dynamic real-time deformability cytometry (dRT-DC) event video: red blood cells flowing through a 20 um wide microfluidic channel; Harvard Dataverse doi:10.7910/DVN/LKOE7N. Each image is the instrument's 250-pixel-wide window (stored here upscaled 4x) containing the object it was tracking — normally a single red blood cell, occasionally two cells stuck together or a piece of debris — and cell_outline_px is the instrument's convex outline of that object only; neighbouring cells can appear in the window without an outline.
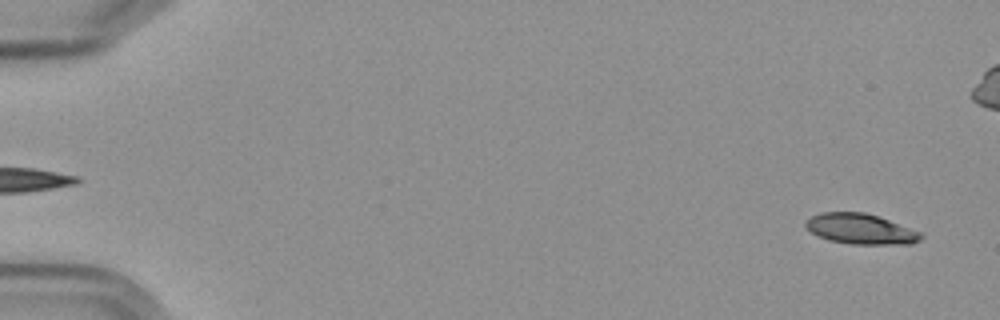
{"species": "Egyptian fruit bat (a non-hibernating species)", "species_latin": "Rousettus aegyptiacus", "temperature_condition": "cold", "stored_images_in_passage": 57, "camera_frame_rate_fps": 3000, "um_per_image_px": 0.085, "frame": {"image": 1, "passage_image": 2, "time_ms": 0.333, "image_size_px": [1000, 320], "cell_outline_px": [[924, 236], [920, 240], [912, 244], [852, 244], [828, 240], [812, 232], [804, 224], [812, 216], [820, 212], [864, 212], [924, 232]], "centroid_in_image_um": [73.21, 19.47], "position_along_channel_um": 11.8, "area_um2": 20.35}}
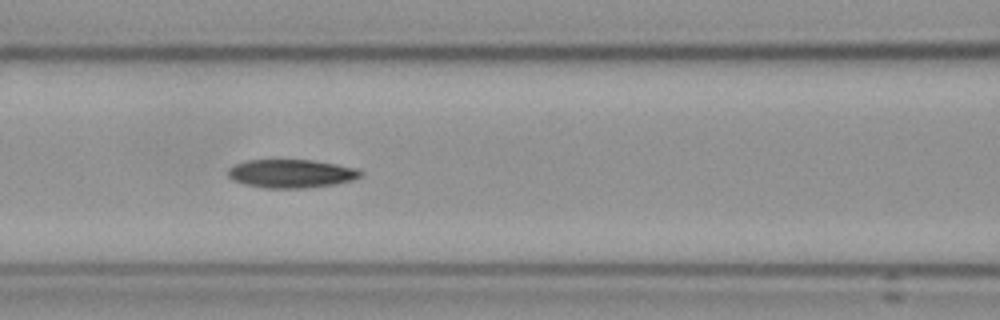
{"frame": {"image": 2, "passage_image": 25, "time_ms": 8.0, "image_size_px": [1000, 320], "cell_outline_px": [[364, 172], [360, 176], [352, 180], [336, 184], [308, 188], [264, 188], [244, 184], [232, 180], [228, 176], [228, 168], [232, 164], [244, 160], [312, 160], [336, 164], [356, 168]], "centroid_in_image_um": [24.72, 14.75], "position_along_channel_um": 141.9, "area_um2": 22.2}}
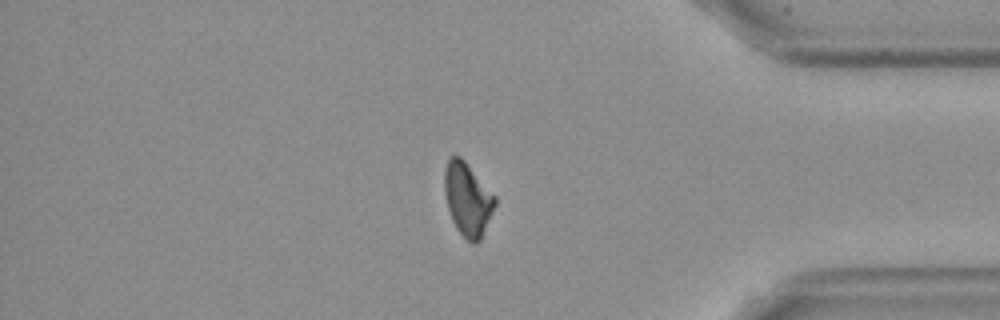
{"frame": {"image": 3, "passage_image": 48, "time_ms": 15.667, "image_size_px": [1000, 320], "cell_outline_px": [[496, 204], [480, 240], [476, 244], [472, 244], [456, 228], [452, 220], [448, 208], [444, 192], [444, 172], [448, 160], [452, 156], [460, 156], [464, 160], [496, 196]], "centroid_in_image_um": [39.75, 16.93], "position_along_channel_um": 395.5, "area_um2": 21.33}}